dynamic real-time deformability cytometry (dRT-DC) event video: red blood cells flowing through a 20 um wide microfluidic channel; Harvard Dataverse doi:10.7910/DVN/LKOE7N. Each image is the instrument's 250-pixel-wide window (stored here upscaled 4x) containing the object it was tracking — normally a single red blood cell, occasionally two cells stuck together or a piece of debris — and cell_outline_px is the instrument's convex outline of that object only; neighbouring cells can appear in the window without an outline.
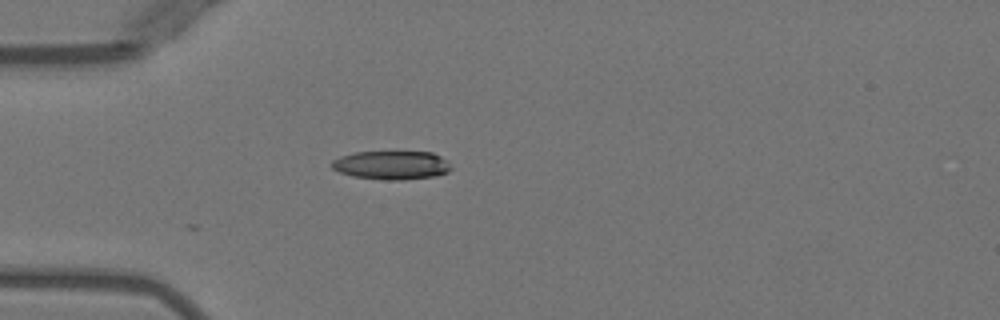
{"species": "Egyptian fruit bat (a non-hibernating species)", "species_latin": "Rousettus aegyptiacus", "temperature_condition": "warm", "stored_images_in_passage": 5, "camera_frame_rate_fps": 3000, "um_per_image_px": 0.085, "animal": {"sex": "female"}, "frame": {"image": 1, "passage_image": 1, "time_ms": 0.0, "image_size_px": [1000, 320], "cell_outline_px": [[452, 168], [448, 172], [436, 176], [404, 180], [384, 180], [352, 176], [340, 172], [332, 168], [332, 160], [340, 156], [352, 152], [432, 152], [448, 160]], "centroid_in_image_um": [33.3, 14.04], "position_along_channel_um": 51.7, "area_um2": 20.11}}
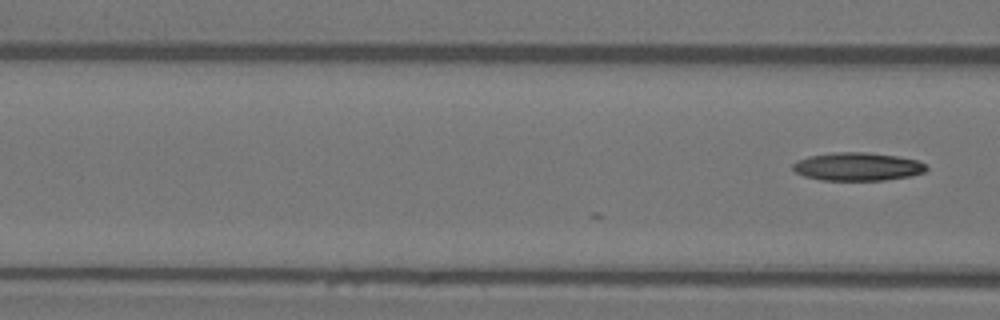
{"frame": {"image": 2, "passage_image": 5, "time_ms": 1.333, "image_size_px": [1000, 320], "cell_outline_px": [[928, 168], [924, 172], [912, 176], [884, 180], [820, 180], [804, 176], [796, 172], [792, 168], [792, 164], [796, 160], [808, 156], [832, 152], [868, 152], [896, 156], [916, 160], [924, 164]], "centroid_in_image_um": [72.86, 14.16], "position_along_channel_um": 93.7, "area_um2": 22.02}}